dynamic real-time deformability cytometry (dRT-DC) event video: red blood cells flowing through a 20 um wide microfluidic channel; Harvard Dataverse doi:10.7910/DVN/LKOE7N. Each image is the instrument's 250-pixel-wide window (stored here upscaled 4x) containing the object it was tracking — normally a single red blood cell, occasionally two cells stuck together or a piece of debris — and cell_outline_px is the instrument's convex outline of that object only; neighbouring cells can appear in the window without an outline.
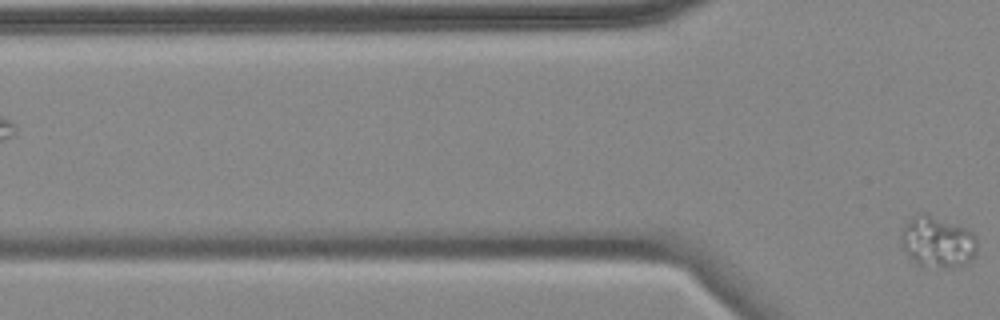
{"species": "common noctule bat (a hibernating species)", "species_latin": "Nyctalus noctula", "temperature_condition": "cold", "stored_images_in_passage": 2, "camera_frame_rate_fps": 3000, "um_per_image_px": 0.085, "animal": {"sex": "female", "body_mass_g": 18.4}, "frame": {"image": 1, "passage_image": 2, "time_ms": 2.0, "image_size_px": [1000, 320], "cell_outline_px": [[976, 256], [968, 264], [956, 268], [936, 268], [916, 264], [900, 248], [900, 232], [908, 220], [916, 212], [924, 212], [960, 224], [968, 228], [976, 236]], "centroid_in_image_um": [79.68, 20.56], "position_along_channel_um": 46.1, "area_um2": 23.87}}